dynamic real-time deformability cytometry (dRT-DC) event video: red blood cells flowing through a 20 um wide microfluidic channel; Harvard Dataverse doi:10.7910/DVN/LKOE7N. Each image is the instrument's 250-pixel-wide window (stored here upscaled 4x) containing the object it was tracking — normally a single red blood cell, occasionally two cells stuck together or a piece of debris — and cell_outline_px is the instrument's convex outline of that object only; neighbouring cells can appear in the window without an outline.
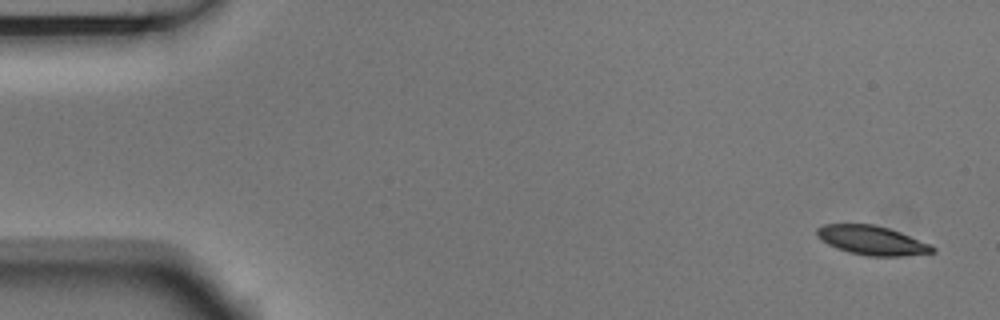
{"species": "Egyptian fruit bat (a non-hibernating species)", "species_latin": "Rousettus aegyptiacus", "temperature_condition": "room temperature", "stored_images_in_passage": 5, "camera_frame_rate_fps": 3000, "um_per_image_px": 0.085, "animal": {"sex": "male"}, "frame": {"image": 1, "passage_image": 1, "time_ms": 0.0, "image_size_px": [1000, 320], "cell_outline_px": [[936, 252], [904, 256], [868, 256], [848, 252], [836, 248], [828, 244], [816, 232], [816, 228], [824, 224], [872, 224], [888, 228], [900, 232], [928, 244], [936, 248]], "centroid_in_image_um": [74.12, 20.43], "position_along_channel_um": 10.9, "area_um2": 19.36}}